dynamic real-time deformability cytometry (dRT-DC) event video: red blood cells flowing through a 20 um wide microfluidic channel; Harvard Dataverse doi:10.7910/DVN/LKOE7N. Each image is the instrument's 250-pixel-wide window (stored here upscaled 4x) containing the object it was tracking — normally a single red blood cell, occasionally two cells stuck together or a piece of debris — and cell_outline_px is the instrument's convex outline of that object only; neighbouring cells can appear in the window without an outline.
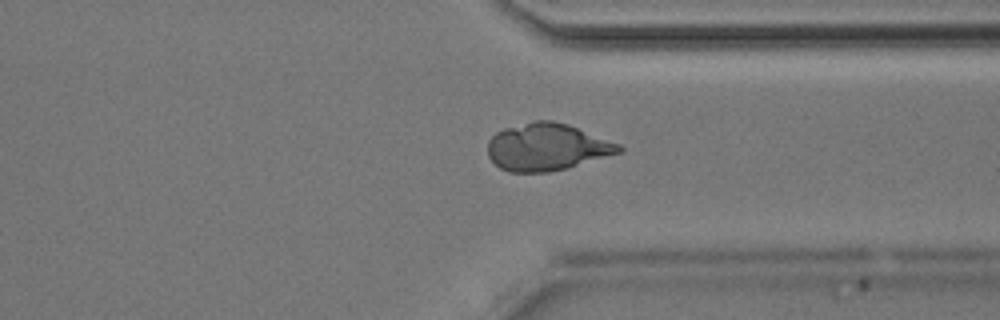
{"species": "Egyptian fruit bat (a non-hibernating species)", "species_latin": "Rousettus aegyptiacus", "temperature_condition": "room temperature", "stored_images_in_passage": 36, "camera_frame_rate_fps": 3000, "um_per_image_px": 0.085, "animal": {"sex": "male"}, "frame": {"image": 1, "passage_image": 26, "time_ms": 8.333, "image_size_px": [1000, 320], "cell_outline_px": [[624, 152], [568, 168], [548, 172], [508, 172], [500, 168], [488, 156], [488, 140], [496, 132], [504, 128], [536, 120], [552, 120], [568, 124], [620, 144], [624, 148]], "centroid_in_image_um": [46.51, 12.5], "position_along_channel_um": 364.9, "area_um2": 36.3}}
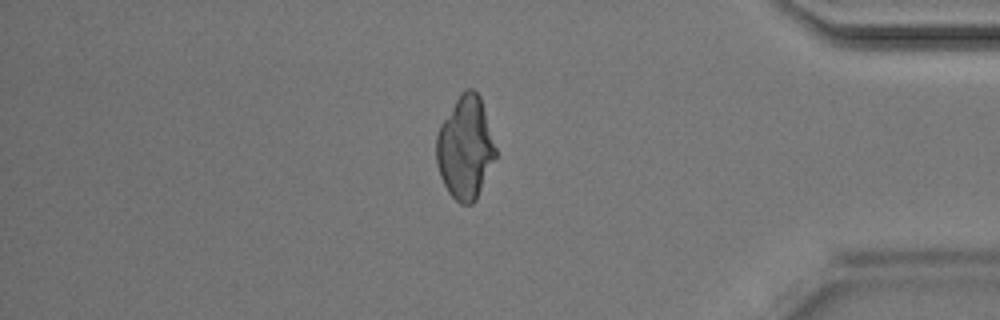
{"frame": {"image": 2, "passage_image": 30, "time_ms": 9.667, "image_size_px": [1000, 320], "cell_outline_px": [[496, 156], [476, 200], [472, 204], [460, 204], [448, 192], [440, 176], [436, 164], [436, 136], [440, 124], [460, 92], [468, 88], [472, 88], [480, 96], [496, 148]], "centroid_in_image_um": [39.53, 12.56], "position_along_channel_um": 395.7, "area_um2": 35.43}}